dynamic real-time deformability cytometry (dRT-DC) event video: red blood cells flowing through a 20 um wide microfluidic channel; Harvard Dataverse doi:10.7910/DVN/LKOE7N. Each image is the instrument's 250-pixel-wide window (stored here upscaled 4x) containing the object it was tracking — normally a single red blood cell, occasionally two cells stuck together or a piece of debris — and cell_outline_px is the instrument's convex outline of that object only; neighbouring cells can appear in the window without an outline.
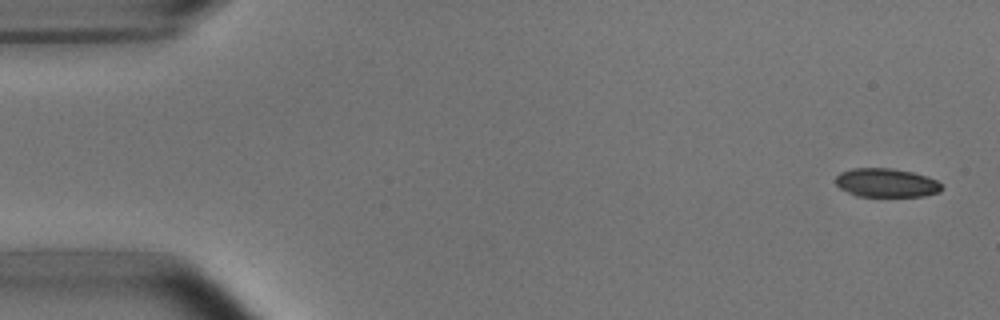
{"species": "common noctule bat (a hibernating species)", "species_latin": "Nyctalus noctula", "temperature_condition": "room temperature", "stored_images_in_passage": 3, "camera_frame_rate_fps": 3000, "um_per_image_px": 0.085, "animal": {"sex": "male", "body_mass_g": 15.6}, "frame": {"image": 1, "passage_image": 1, "time_ms": 0.0, "image_size_px": [1000, 320], "cell_outline_px": [[944, 188], [940, 192], [924, 196], [856, 196], [840, 188], [836, 184], [836, 176], [840, 172], [852, 168], [892, 168], [912, 172], [928, 176], [936, 180]], "centroid_in_image_um": [75.35, 15.53], "position_along_channel_um": 9.7, "area_um2": 17.86}}